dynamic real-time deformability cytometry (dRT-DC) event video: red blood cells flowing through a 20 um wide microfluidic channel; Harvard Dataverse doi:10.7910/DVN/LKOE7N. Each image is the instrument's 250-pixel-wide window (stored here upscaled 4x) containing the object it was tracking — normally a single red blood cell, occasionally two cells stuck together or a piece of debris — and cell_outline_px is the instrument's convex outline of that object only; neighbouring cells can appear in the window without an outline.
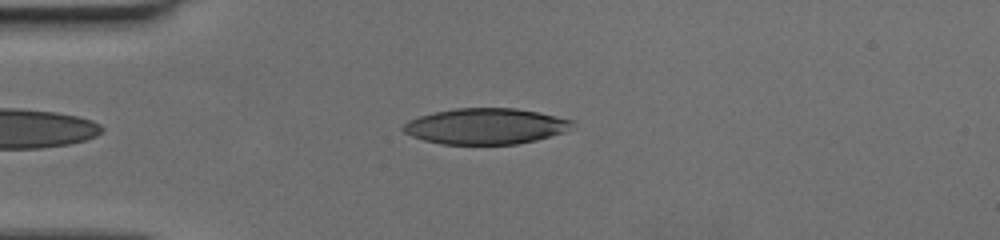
{"species": "human", "species_latin": "Homo sapiens", "temperature_condition": "cold", "stored_images_in_passage": 44, "camera_frame_rate_fps": 3000, "um_per_image_px": 0.085, "donor": {"sex": "female"}, "frame": {"image": 1, "passage_image": 5, "time_ms": 1.333, "image_size_px": [1000, 240], "cell_outline_px": [[576, 120], [564, 132], [536, 140], [516, 144], [440, 144], [424, 140], [412, 136], [404, 132], [400, 128], [408, 120], [420, 116], [436, 112], [456, 108], [516, 108]], "centroid_in_image_um": [41.26, 10.73], "position_along_channel_um": 43.7, "area_um2": 35.2}}
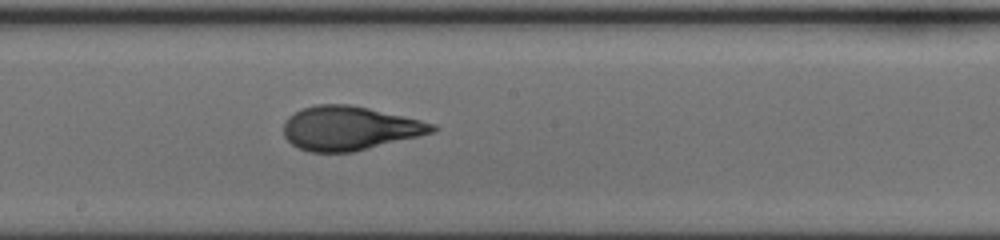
{"frame": {"image": 2, "passage_image": 22, "time_ms": 7.0, "image_size_px": [1000, 240], "cell_outline_px": [[440, 128], [432, 132], [352, 152], [308, 152], [292, 144], [284, 136], [284, 120], [288, 116], [304, 108], [316, 104], [348, 104], [368, 108], [420, 120], [436, 124]], "centroid_in_image_um": [29.67, 10.89], "position_along_channel_um": 218.5, "area_um2": 37.63}}
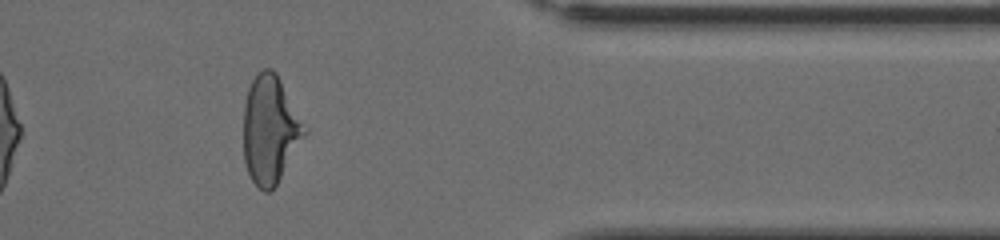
{"frame": {"image": 3, "passage_image": 38, "time_ms": 12.333, "image_size_px": [1000, 240], "cell_outline_px": [[308, 132], [276, 184], [268, 192], [264, 192], [252, 180], [244, 164], [244, 104], [248, 88], [252, 80], [264, 68], [272, 68], [276, 72]], "centroid_in_image_um": [22.94, 11.02], "position_along_channel_um": 388.5, "area_um2": 37.86}}